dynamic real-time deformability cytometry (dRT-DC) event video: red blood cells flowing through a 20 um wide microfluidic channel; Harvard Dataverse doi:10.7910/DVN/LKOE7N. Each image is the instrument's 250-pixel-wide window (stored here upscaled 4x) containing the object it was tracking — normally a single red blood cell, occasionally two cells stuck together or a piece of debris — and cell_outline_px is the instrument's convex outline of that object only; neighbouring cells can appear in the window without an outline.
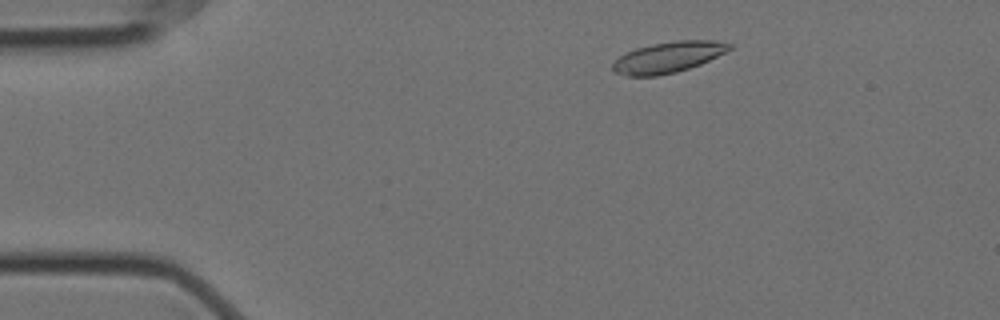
{"species": "Egyptian fruit bat (a non-hibernating species)", "species_latin": "Rousettus aegyptiacus", "temperature_condition": "cold", "stored_images_in_passage": 54, "camera_frame_rate_fps": 3000, "um_per_image_px": 0.085, "animal": {"sex": "female"}, "frame": {"image": 1, "passage_image": 6, "time_ms": 1.667, "image_size_px": [1000, 320], "cell_outline_px": [[732, 48], [700, 64], [676, 72], [656, 76], [624, 76], [616, 72], [612, 68], [612, 64], [620, 56], [636, 48], [652, 44], [676, 40], [716, 40], [732, 44]], "centroid_in_image_um": [56.78, 4.86], "position_along_channel_um": 28.2, "area_um2": 20.81}}
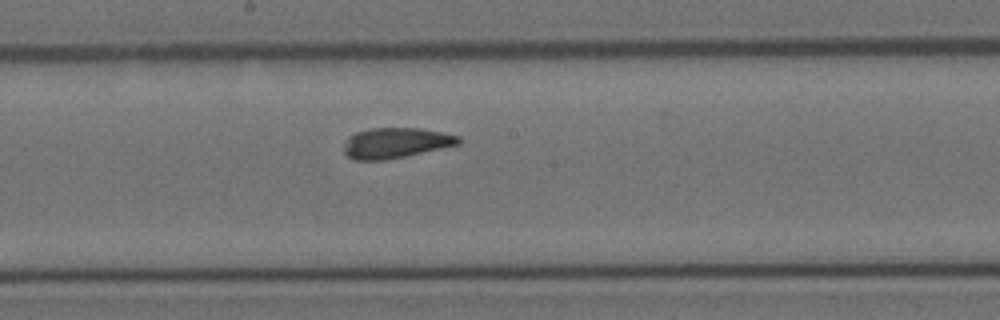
{"frame": {"image": 2, "passage_image": 27, "time_ms": 8.667, "image_size_px": [1000, 320], "cell_outline_px": [[460, 144], [404, 156], [384, 160], [356, 160], [348, 156], [344, 152], [344, 144], [348, 136], [356, 132], [372, 128], [416, 128], [440, 132], [460, 136]], "centroid_in_image_um": [33.6, 12.14], "position_along_channel_um": 214.6, "area_um2": 20.06}}
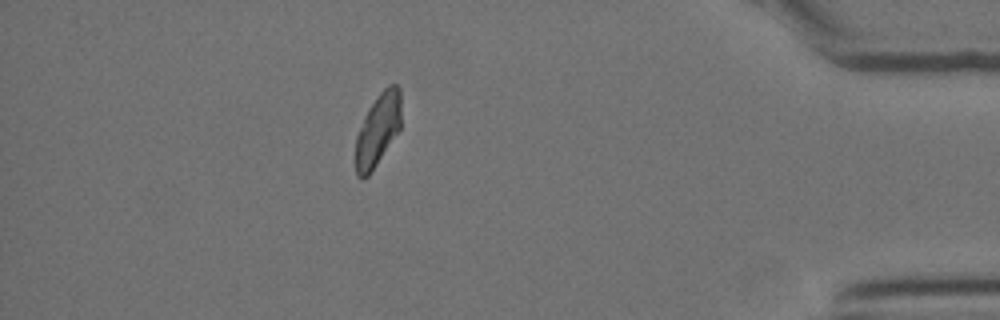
{"frame": {"image": 3, "passage_image": 47, "time_ms": 15.333, "image_size_px": [1000, 320], "cell_outline_px": [[400, 128], [368, 176], [364, 180], [360, 180], [356, 176], [356, 136], [364, 116], [368, 108], [376, 96], [388, 84], [396, 84], [400, 88]], "centroid_in_image_um": [32.09, 11.02], "position_along_channel_um": 403.1, "area_um2": 19.07}, "authors_computed_cell_mechanics": {"area_um2": 20.5768, "velocity_mm_per_s": 3.4975, "shape_relaxation_time_tau1_ms": 3.5011, "shape_relaxation_time_tau2_ms": 1.5353, "deformation_change_tau1": 0.129, "deformation_change_tau2": 0.0614}}